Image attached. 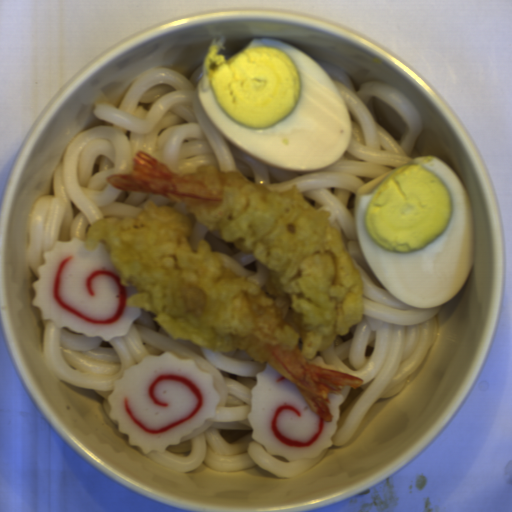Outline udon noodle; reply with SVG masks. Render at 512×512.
I'll return each mask as SVG.
<instances>
[{"label": "udon noodle", "mask_w": 512, "mask_h": 512, "mask_svg": "<svg viewBox=\"0 0 512 512\" xmlns=\"http://www.w3.org/2000/svg\"><path fill=\"white\" fill-rule=\"evenodd\" d=\"M317 63L337 87L351 119L348 147L332 165L288 171L250 157L229 144L209 121L197 91L202 67L189 76L152 66L130 83L120 105L95 104L92 112L101 122L73 137L54 172L49 193L36 200L30 215L27 262L38 280L45 252L56 241H86L93 222L138 215L146 201H152L191 219L189 240L195 251L201 240H207L226 267L265 289L267 269L182 206L161 194L122 190L108 182L114 174L132 171L133 158L144 151L181 174L212 164L223 174L239 173L280 193L299 185L306 202L330 211L332 223L343 234L347 255L362 281V320L314 357L364 382L350 388L339 405L332 446L317 458L289 462L284 456L269 455L263 443L254 439L248 419L250 396L257 375L268 364L251 360L246 352L204 350L173 338L142 307L126 333L108 341L58 328L42 316L45 366L55 378L100 394L109 417L108 397L115 381L146 356L170 351L192 359L199 370L210 374L221 397L216 416L183 436L179 445L147 453L169 471L192 472L207 466L226 473L260 467L284 478L301 474L332 449L351 441L377 401L401 393L437 339L435 315L443 303L411 307L392 295L366 260L355 222L360 195L374 192L396 167L422 157L417 149L425 129L422 117L391 86L377 81L354 85L349 74L331 61Z\"/></svg>", "instance_id": "1"}]
</instances>
